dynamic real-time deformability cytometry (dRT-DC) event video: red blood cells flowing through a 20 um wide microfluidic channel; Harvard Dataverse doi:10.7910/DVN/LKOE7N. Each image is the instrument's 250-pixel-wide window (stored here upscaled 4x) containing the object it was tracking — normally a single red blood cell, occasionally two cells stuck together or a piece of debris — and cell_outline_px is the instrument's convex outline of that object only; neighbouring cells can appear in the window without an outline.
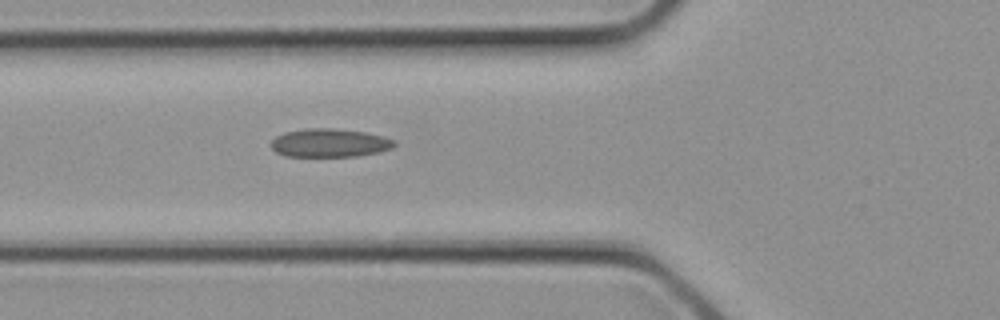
{"species": "common noctule bat (a hibernating species)", "species_latin": "Nyctalus noctula", "temperature_condition": "cold", "stored_images_in_passage": 4, "camera_frame_rate_fps": 3000, "um_per_image_px": 0.085, "animal": {"sex": "female", "body_mass_g": 21.9}, "frame": {"image": 1, "passage_image": 4, "time_ms": 1.0, "image_size_px": [1000, 320], "cell_outline_px": [[396, 144], [392, 148], [380, 152], [356, 156], [284, 156], [276, 152], [272, 148], [272, 140], [276, 136], [284, 132], [308, 128], [332, 128], [368, 132], [384, 136], [396, 140]], "centroid_in_image_um": [28.06, 12.14], "position_along_channel_um": 97.7, "area_um2": 20.58}}